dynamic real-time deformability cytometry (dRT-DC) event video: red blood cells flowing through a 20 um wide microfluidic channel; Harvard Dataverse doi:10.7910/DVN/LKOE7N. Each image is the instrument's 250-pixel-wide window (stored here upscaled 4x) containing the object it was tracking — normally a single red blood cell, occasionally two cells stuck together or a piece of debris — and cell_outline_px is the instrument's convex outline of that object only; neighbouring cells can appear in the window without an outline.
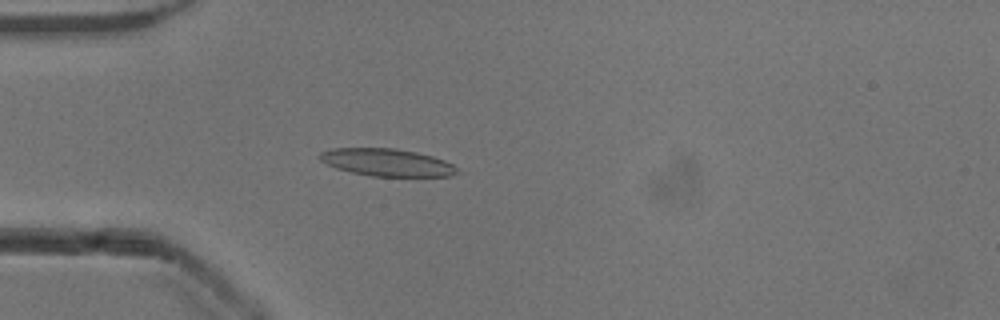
{"species": "common noctule bat (a hibernating species)", "species_latin": "Nyctalus noctula", "temperature_condition": "cold", "stored_images_in_passage": 39, "camera_frame_rate_fps": 3000, "um_per_image_px": 0.085, "animal": {"sex": "male", "body_mass_g": 13.3}, "frame": {"image": 1, "passage_image": 2, "time_ms": 0.333, "image_size_px": [1000, 320], "cell_outline_px": [[456, 172], [452, 176], [372, 176], [352, 172], [336, 168], [320, 160], [320, 152], [332, 148], [396, 148], [416, 152], [432, 156], [444, 160], [452, 164], [456, 168]], "centroid_in_image_um": [32.87, 13.8], "position_along_channel_um": 52.1, "area_um2": 21.73}}
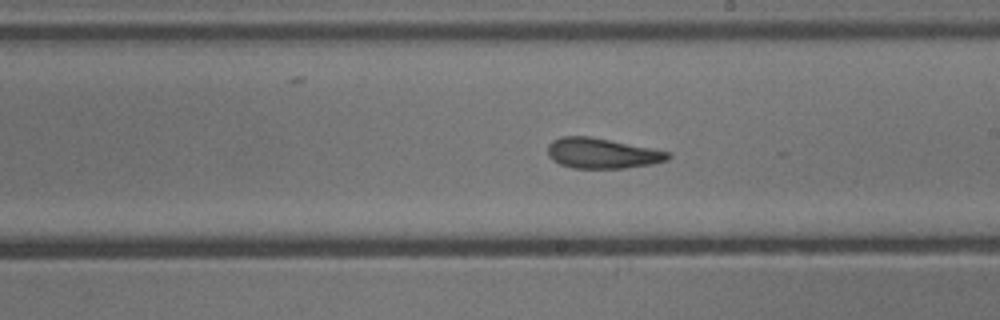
{"frame": {"image": 2, "passage_image": 17, "time_ms": 5.333, "image_size_px": [1000, 320], "cell_outline_px": [[672, 156], [668, 160], [652, 164], [624, 168], [572, 168], [560, 164], [552, 160], [548, 156], [548, 144], [552, 140], [560, 136], [592, 136], [672, 152]], "centroid_in_image_um": [51.19, 13.02], "position_along_channel_um": 237.8, "area_um2": 21.56}}
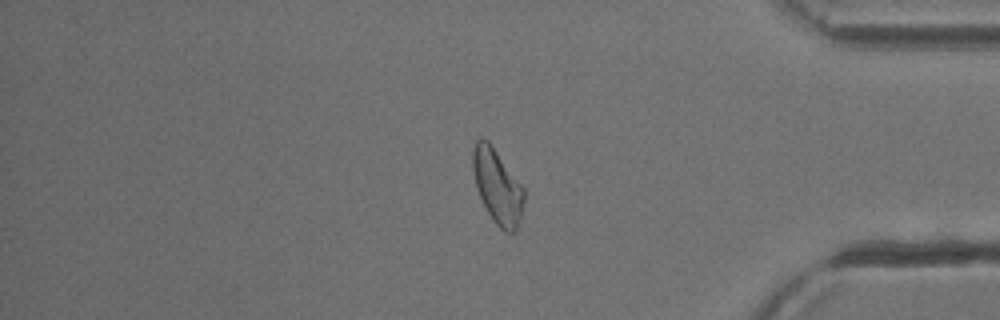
{"frame": {"image": 3, "passage_image": 31, "time_ms": 10.0, "image_size_px": [1000, 320], "cell_outline_px": [[524, 200], [520, 216], [516, 228], [512, 232], [508, 232], [500, 228], [492, 220], [476, 188], [472, 168], [472, 148], [476, 140], [480, 136], [488, 140], [492, 144], [524, 188]], "centroid_in_image_um": [42.25, 15.77], "position_along_channel_um": 393.0, "area_um2": 22.14}, "authors_computed_cell_mechanics": {"area_um2": 21.5594, "velocity_mm_per_s": 3.8948, "shape_relaxation_time_tau1_ms": 4.0205, "shape_relaxation_time_tau2_ms": 2.755, "deformation_change_tau1": 0.1462, "deformation_change_tau2": 0.1193}}